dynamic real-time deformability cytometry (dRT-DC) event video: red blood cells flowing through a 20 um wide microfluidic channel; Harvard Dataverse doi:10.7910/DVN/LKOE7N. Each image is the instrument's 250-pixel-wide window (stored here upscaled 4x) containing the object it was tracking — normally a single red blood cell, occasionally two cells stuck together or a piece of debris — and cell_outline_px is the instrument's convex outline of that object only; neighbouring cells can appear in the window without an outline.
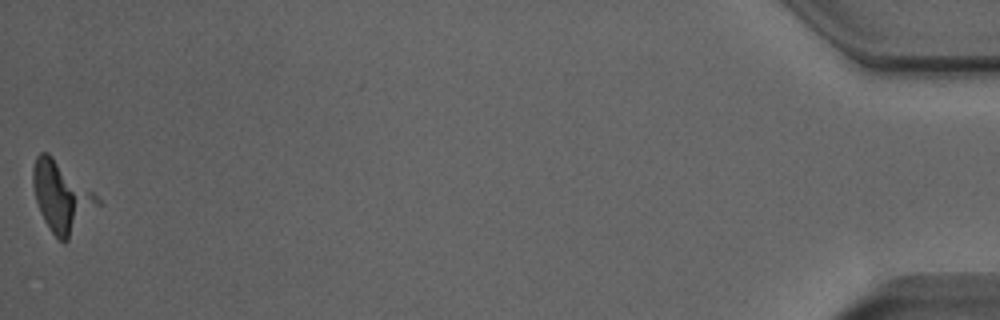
{"species": "Egyptian fruit bat (a non-hibernating species)", "species_latin": "Rousettus aegyptiacus", "temperature_condition": "room temperature", "stored_images_in_passage": 51, "camera_frame_rate_fps": 3000, "um_per_image_px": 0.085, "animal": {"sex": "male"}, "frame": {"image": 1, "passage_image": 51, "time_ms": 16.667, "image_size_px": [1000, 320], "cell_outline_px": [[100, 204], [68, 240], [64, 244], [52, 232], [44, 220], [40, 212], [36, 200], [32, 184], [32, 168], [36, 156], [40, 152], [48, 152], [92, 192], [100, 200]], "centroid_in_image_um": [5.19, 16.73], "position_along_channel_um": 430.0, "area_um2": 25.84}}